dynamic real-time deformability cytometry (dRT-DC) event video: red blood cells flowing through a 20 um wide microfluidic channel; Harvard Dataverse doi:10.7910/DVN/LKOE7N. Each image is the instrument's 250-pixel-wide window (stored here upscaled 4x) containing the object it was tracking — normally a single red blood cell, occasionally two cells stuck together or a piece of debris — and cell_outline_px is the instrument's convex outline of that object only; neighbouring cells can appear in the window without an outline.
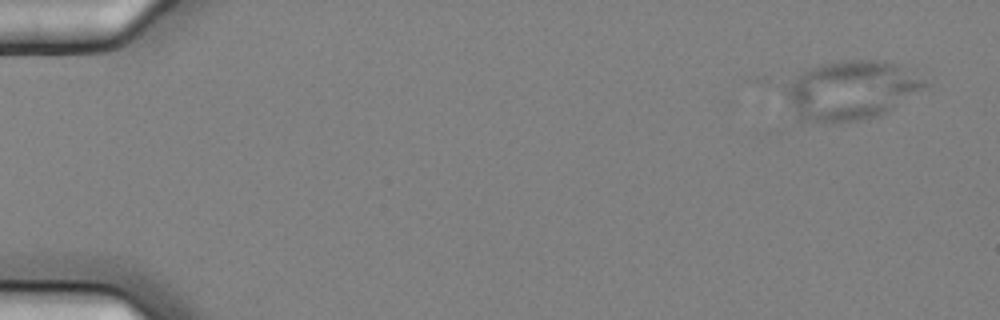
{"species": "common noctule bat (a hibernating species)", "species_latin": "Nyctalus noctula", "temperature_condition": "cold", "stored_images_in_passage": 3, "camera_frame_rate_fps": 3000, "um_per_image_px": 0.085, "animal": {"sex": "female", "body_mass_g": 25.1}, "frame": {"image": 1, "passage_image": 1, "time_ms": 0.0, "image_size_px": [1000, 320], "cell_outline_px": [[928, 84], [924, 88], [892, 108], [868, 120], [840, 124], [832, 124], [800, 120], [796, 116], [788, 96], [788, 88], [796, 76], [808, 68], [820, 64], [840, 60], [884, 60], [904, 64], [924, 80]], "centroid_in_image_um": [72.38, 7.67], "position_along_channel_um": 12.6, "area_um2": 48.03}}